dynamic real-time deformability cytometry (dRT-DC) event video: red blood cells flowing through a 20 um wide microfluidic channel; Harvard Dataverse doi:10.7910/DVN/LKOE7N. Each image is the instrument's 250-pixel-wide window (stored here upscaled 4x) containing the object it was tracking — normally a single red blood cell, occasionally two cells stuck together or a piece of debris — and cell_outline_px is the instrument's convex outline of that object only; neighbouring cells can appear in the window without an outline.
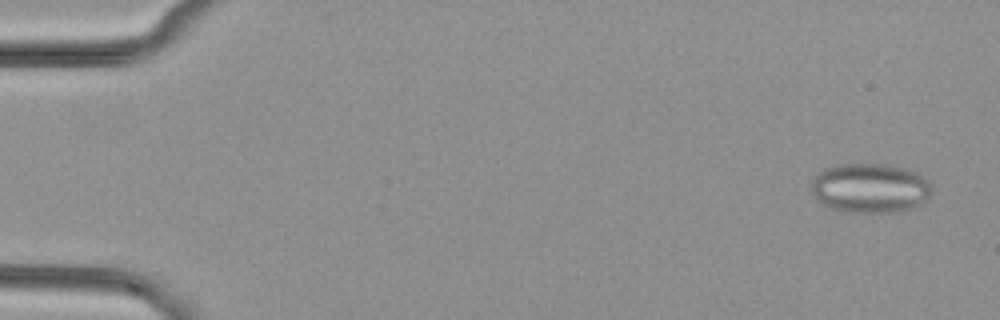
{"species": "common noctule bat (a hibernating species)", "species_latin": "Nyctalus noctula", "temperature_condition": "cold", "stored_images_in_passage": 51, "segment_of_instrument_passage": [1, 2], "camera_frame_rate_fps": 3000, "um_per_image_px": 0.085, "animal": {"sex": "female", "body_mass_g": 29.2, "forearm_length_mm": 56.3}, "frame": {"image": 1, "passage_image": 1, "time_ms": 0.0, "image_size_px": [1000, 320], "cell_outline_px": [[932, 192], [920, 204], [912, 208], [896, 212], [840, 212], [820, 204], [812, 192], [812, 180], [824, 168], [836, 164], [880, 164], [904, 168], [916, 172], [928, 180], [932, 184]], "centroid_in_image_um": [73.94, 16.0], "position_along_channel_um": 11.1, "area_um2": 34.97}}